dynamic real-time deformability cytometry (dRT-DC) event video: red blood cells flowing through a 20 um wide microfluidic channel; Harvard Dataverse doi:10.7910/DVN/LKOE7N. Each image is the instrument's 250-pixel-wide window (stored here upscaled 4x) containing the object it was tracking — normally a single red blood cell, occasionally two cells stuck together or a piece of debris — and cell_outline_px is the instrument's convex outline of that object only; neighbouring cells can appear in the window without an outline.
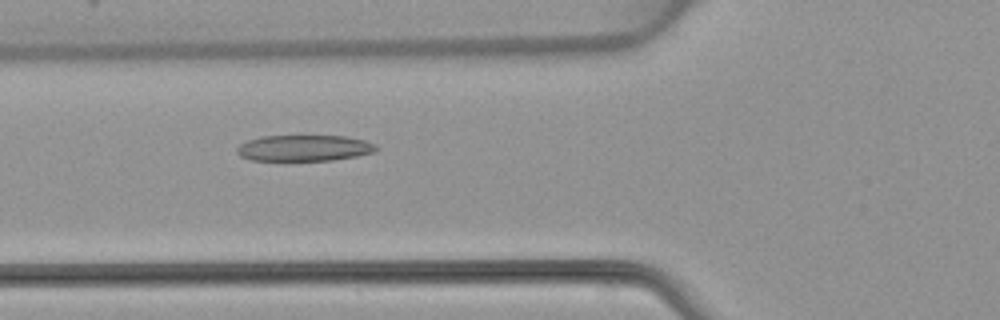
{"species": "common noctule bat (a hibernating species)", "species_latin": "Nyctalus noctula", "temperature_condition": "warm", "stored_images_in_passage": 5, "camera_frame_rate_fps": 3000, "um_per_image_px": 0.085, "animal": {"sex": "female", "body_mass_g": 22.7, "forearm_length_mm": 54.2}, "frame": {"image": 1, "passage_image": 5, "time_ms": 5.667, "image_size_px": [1000, 320], "cell_outline_px": [[380, 148], [376, 152], [356, 156], [332, 160], [252, 160], [240, 156], [236, 152], [236, 148], [240, 144], [248, 140], [260, 136], [300, 132], [344, 136], [364, 140], [376, 144]], "centroid_in_image_um": [25.86, 12.52], "position_along_channel_um": 99.9, "area_um2": 22.43}}